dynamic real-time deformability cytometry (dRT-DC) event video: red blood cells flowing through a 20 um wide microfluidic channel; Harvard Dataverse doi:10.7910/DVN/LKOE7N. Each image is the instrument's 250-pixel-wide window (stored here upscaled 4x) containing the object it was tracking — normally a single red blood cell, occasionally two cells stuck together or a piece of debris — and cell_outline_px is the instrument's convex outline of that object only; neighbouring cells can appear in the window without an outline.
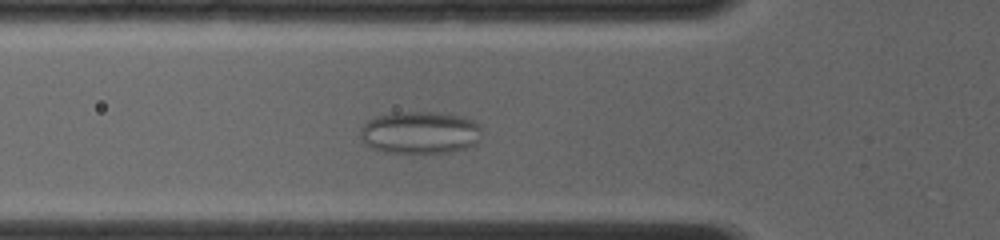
{"species": "common noctule bat (a hibernating species)", "species_latin": "Nyctalus noctula", "temperature_condition": "room temperature", "stored_images_in_passage": 44, "camera_frame_rate_fps": 4000, "um_per_image_px": 0.085, "animal": {"sex": "female", "body_mass_g": 19.0, "forearm_length_mm": 56.7}, "frame": {"image": 1, "passage_image": 4, "time_ms": 0.75, "image_size_px": [1000, 240], "cell_outline_px": [[480, 140], [476, 144], [468, 148], [448, 152], [388, 152], [372, 148], [360, 136], [360, 128], [368, 120], [376, 116], [396, 112], [432, 112], [464, 116], [480, 124]], "centroid_in_image_um": [35.74, 11.25], "position_along_channel_um": 90.1, "area_um2": 29.94}}
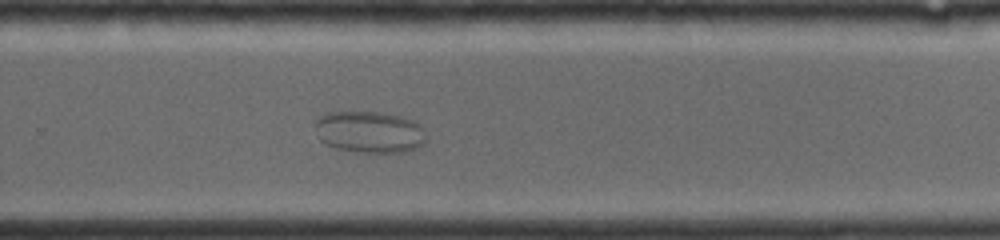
{"frame": {"image": 2, "passage_image": 25, "time_ms": 6.0, "image_size_px": [1000, 240], "cell_outline_px": [[424, 144], [408, 152], [356, 152], [336, 148], [324, 144], [320, 140], [316, 124], [316, 120], [320, 116], [328, 112], [380, 112], [412, 120], [420, 124], [424, 128]], "centroid_in_image_um": [31.41, 11.23], "position_along_channel_um": 298.4, "area_um2": 26.88}}
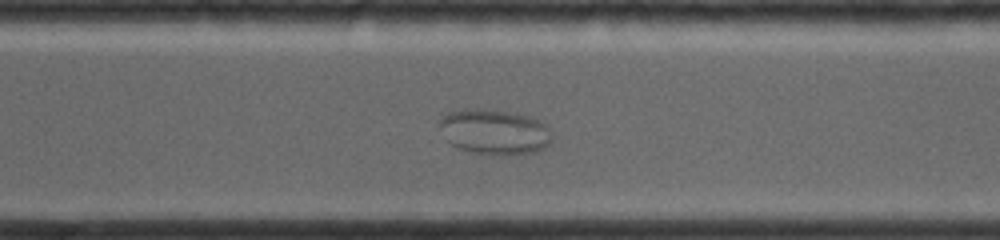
{"frame": {"image": 3, "passage_image": 28, "time_ms": 6.75, "image_size_px": [1000, 240], "cell_outline_px": [[552, 140], [544, 148], [532, 152], [476, 152], [460, 148], [452, 144], [448, 140], [436, 124], [440, 116], [448, 112], [476, 108], [508, 112], [528, 116], [544, 124], [548, 128], [552, 136]], "centroid_in_image_um": [41.97, 11.15], "position_along_channel_um": 328.6, "area_um2": 28.61}}